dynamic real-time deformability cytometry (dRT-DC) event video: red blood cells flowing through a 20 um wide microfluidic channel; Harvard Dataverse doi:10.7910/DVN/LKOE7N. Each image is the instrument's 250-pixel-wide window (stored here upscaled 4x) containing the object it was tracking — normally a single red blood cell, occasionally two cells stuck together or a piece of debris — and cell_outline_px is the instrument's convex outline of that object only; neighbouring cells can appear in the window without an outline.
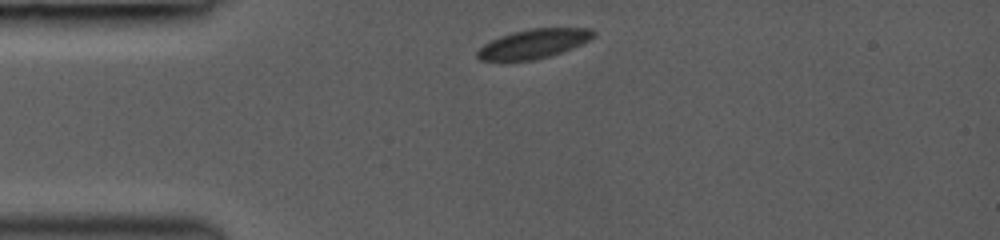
{"species": "common noctule bat (a hibernating species)", "species_latin": "Nyctalus noctula", "temperature_condition": "room temperature", "stored_images_in_passage": 6, "camera_frame_rate_fps": 3000, "um_per_image_px": 0.085, "animal": {"sex": "female", "body_mass_g": 19.0, "forearm_length_mm": 53.3}, "frame": {"image": 1, "passage_image": 1, "time_ms": 0.0, "image_size_px": [1000, 240], "cell_outline_px": [[596, 36], [572, 48], [536, 60], [500, 64], [480, 60], [476, 56], [476, 52], [484, 44], [500, 36], [512, 32], [532, 28], [592, 28], [596, 32]], "centroid_in_image_um": [45.28, 3.76], "position_along_channel_um": 39.7, "area_um2": 20.4}}
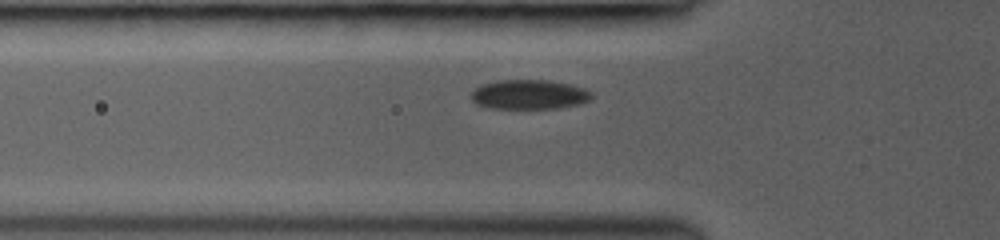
{"frame": {"image": 2, "passage_image": 5, "time_ms": 1.667, "image_size_px": [1000, 240], "cell_outline_px": [[592, 96], [588, 100], [580, 104], [560, 108], [488, 108], [476, 104], [472, 100], [472, 92], [480, 84], [496, 80], [548, 80], [568, 84], [584, 88], [592, 92]], "centroid_in_image_um": [44.96, 8.03], "position_along_channel_um": 80.8, "area_um2": 20.75}}